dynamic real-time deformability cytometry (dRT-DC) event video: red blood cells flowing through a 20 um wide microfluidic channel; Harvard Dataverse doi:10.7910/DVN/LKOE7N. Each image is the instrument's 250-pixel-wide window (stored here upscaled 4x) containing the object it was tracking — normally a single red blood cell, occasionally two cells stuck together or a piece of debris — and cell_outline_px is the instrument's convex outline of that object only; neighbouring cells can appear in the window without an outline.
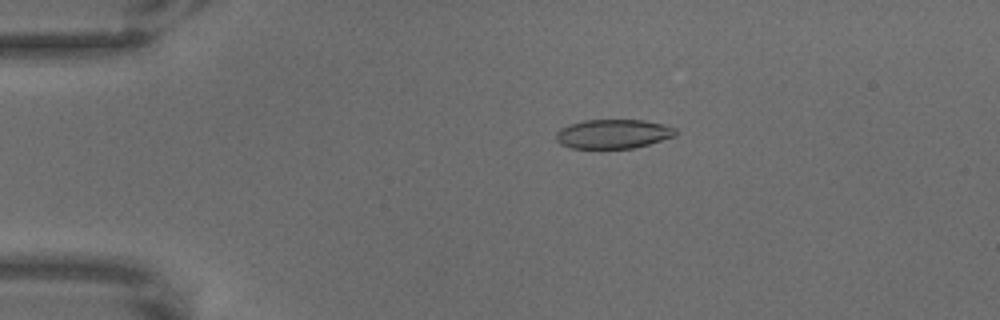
{"species": "common noctule bat (a hibernating species)", "species_latin": "Nyctalus noctula", "temperature_condition": "warm", "stored_images_in_passage": 66, "camera_frame_rate_fps": 3000, "um_per_image_px": 0.085, "animal": {"sex": "male", "body_mass_g": 18.8}, "frame": {"image": 1, "passage_image": 14, "time_ms": 4.333, "image_size_px": [1000, 320], "cell_outline_px": [[676, 136], [648, 144], [632, 148], [572, 148], [560, 144], [556, 140], [556, 132], [560, 128], [584, 120], [644, 120], [664, 124], [676, 128]], "centroid_in_image_um": [52.13, 11.38], "position_along_channel_um": 32.9, "area_um2": 20.29}}
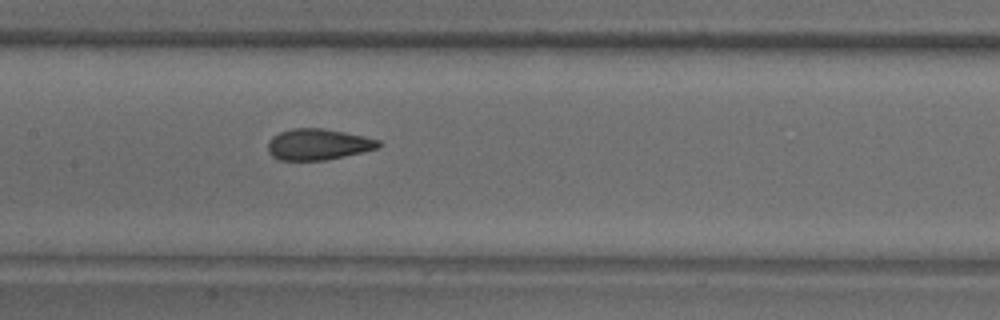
{"frame": {"image": 2, "passage_image": 33, "time_ms": 10.667, "image_size_px": [1000, 320], "cell_outline_px": [[384, 144], [380, 148], [344, 156], [324, 160], [276, 160], [268, 152], [268, 140], [272, 136], [280, 132], [292, 128], [324, 128], [364, 136], [380, 140]], "centroid_in_image_um": [27.05, 12.27], "position_along_channel_um": 180.4, "area_um2": 20.29}}
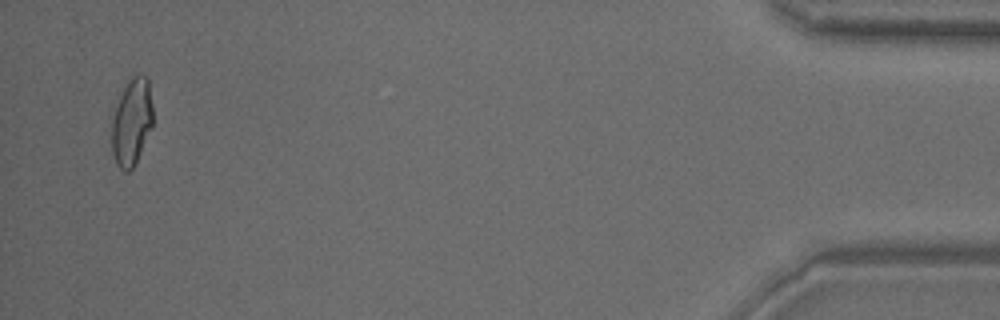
{"frame": {"image": 3, "passage_image": 64, "time_ms": 21.0, "image_size_px": [1000, 320], "cell_outline_px": [[152, 128], [132, 168], [128, 172], [124, 172], [116, 164], [112, 156], [108, 120], [108, 116], [128, 80], [132, 76], [140, 72], [148, 76], [152, 104]], "centroid_in_image_um": [11.12, 10.33], "position_along_channel_um": 424.1, "area_um2": 22.02}}